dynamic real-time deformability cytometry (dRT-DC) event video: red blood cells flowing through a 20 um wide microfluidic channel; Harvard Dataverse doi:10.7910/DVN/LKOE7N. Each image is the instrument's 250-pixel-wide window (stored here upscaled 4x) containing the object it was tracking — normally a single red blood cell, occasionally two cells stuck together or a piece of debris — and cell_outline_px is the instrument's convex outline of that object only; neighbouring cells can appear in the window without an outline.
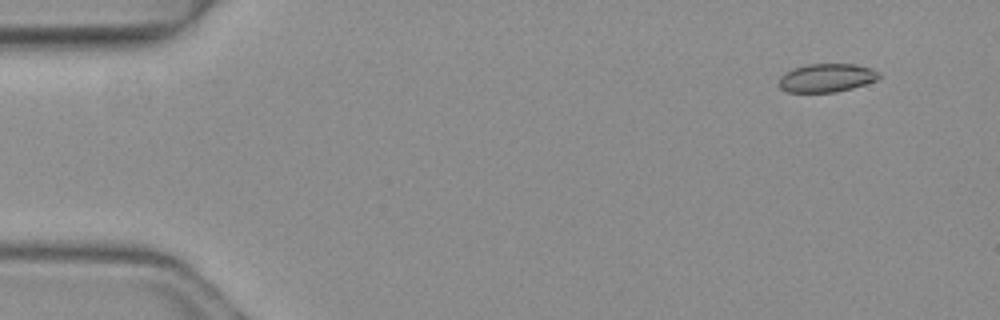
{"species": "common noctule bat (a hibernating species)", "species_latin": "Nyctalus noctula", "temperature_condition": "warm", "stored_images_in_passage": 4, "camera_frame_rate_fps": 3000, "um_per_image_px": 0.085, "animal": {"sex": "female", "body_mass_g": 19.3, "forearm_length_mm": 54.1}, "frame": {"image": 1, "passage_image": 1, "time_ms": 0.0, "image_size_px": [1000, 320], "cell_outline_px": [[880, 76], [876, 80], [852, 88], [836, 92], [788, 92], [780, 88], [780, 76], [784, 72], [792, 68], [808, 64], [856, 64], [872, 68]], "centroid_in_image_um": [70.23, 6.61], "position_along_channel_um": 14.8, "area_um2": 16.53}}
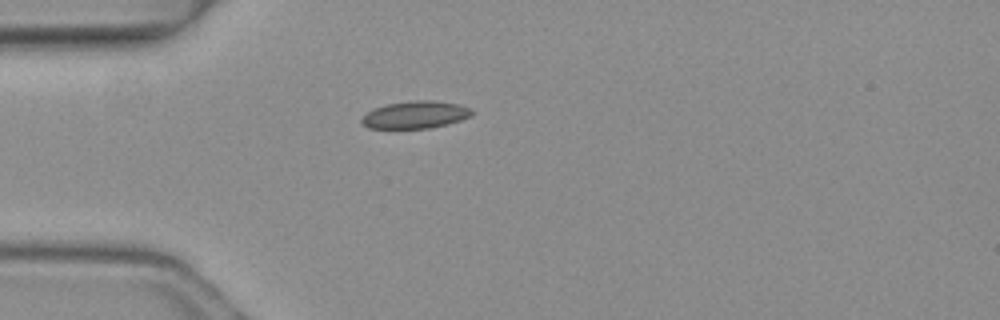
{"frame": {"image": 2, "passage_image": 4, "time_ms": 1.0, "image_size_px": [1000, 320], "cell_outline_px": [[472, 112], [468, 116], [460, 120], [448, 124], [428, 128], [368, 128], [360, 120], [368, 112], [376, 108], [388, 104], [408, 100], [432, 100], [460, 104], [472, 108]], "centroid_in_image_um": [35.33, 9.74], "position_along_channel_um": 49.7, "area_um2": 17.4}}